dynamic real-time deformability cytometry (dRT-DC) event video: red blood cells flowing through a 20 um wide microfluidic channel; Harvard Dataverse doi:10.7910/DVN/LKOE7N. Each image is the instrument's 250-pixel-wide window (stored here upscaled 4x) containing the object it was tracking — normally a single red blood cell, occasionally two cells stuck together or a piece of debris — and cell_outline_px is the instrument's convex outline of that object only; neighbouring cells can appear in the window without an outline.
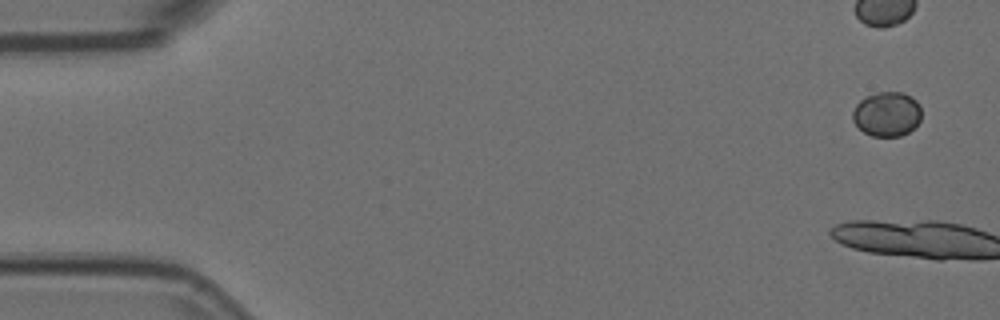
{"species": "Egyptian fruit bat (a non-hibernating species)", "species_latin": "Rousettus aegyptiacus", "temperature_condition": "room temperature", "stored_images_in_passage": 6, "camera_frame_rate_fps": 3000, "um_per_image_px": 0.085, "animal": {"sex": "female"}, "frame": {"image": 1, "passage_image": 1, "time_ms": 0.0, "image_size_px": [1000, 320], "cell_outline_px": [[920, 120], [908, 132], [900, 136], [872, 136], [864, 132], [852, 120], [852, 112], [856, 104], [860, 100], [876, 92], [904, 92], [912, 96], [920, 104]], "centroid_in_image_um": [75.38, 9.68], "position_along_channel_um": 9.6, "area_um2": 17.86}}
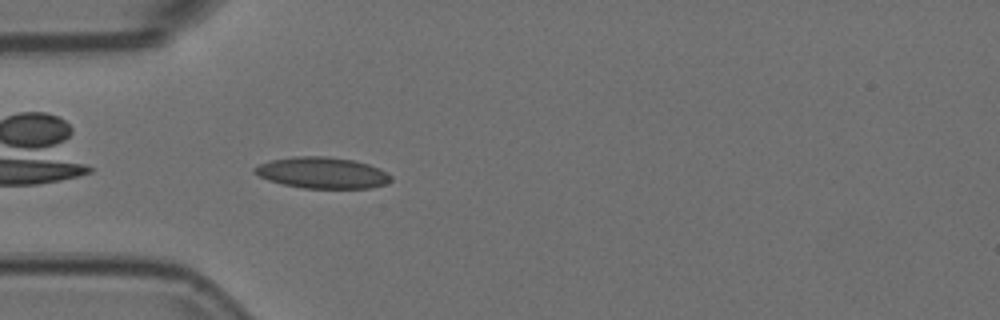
{"frame": {"image": 2, "passage_image": 6, "time_ms": 1.667, "image_size_px": [1000, 320], "cell_outline_px": [[392, 180], [384, 184], [372, 188], [304, 188], [284, 184], [268, 180], [252, 172], [252, 168], [260, 164], [272, 160], [292, 156], [324, 156], [352, 160], [368, 164], [380, 168], [388, 172], [392, 176]], "centroid_in_image_um": [27.4, 14.68], "position_along_channel_um": 57.6, "area_um2": 24.8}}